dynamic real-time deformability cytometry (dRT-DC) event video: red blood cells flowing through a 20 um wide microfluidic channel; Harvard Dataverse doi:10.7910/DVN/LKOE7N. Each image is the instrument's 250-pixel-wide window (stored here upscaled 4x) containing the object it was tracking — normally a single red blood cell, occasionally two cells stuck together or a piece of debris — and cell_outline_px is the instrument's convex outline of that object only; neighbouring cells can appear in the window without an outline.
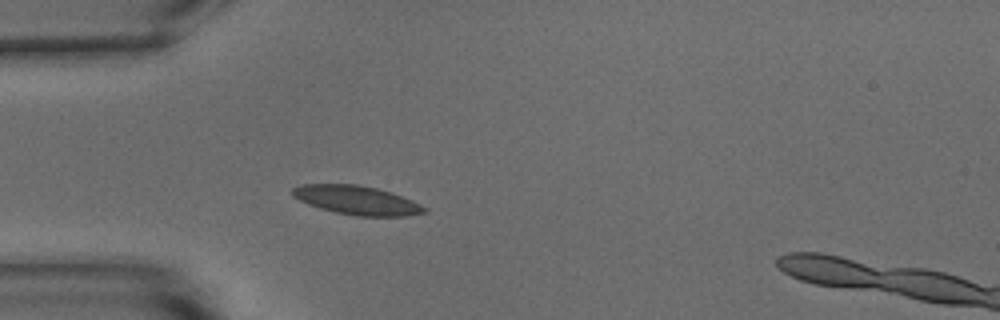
{"species": "common noctule bat (a hibernating species)", "species_latin": "Nyctalus noctula", "temperature_condition": "warm", "stored_images_in_passage": 40, "segment_of_instrument_passage": [1, 2], "camera_frame_rate_fps": 3000, "um_per_image_px": 0.085, "animal": {"sex": "male", "body_mass_g": 15.6}, "frame": {"image": 1, "passage_image": 1, "time_ms": 0.0, "image_size_px": [1000, 320], "cell_outline_px": [[428, 212], [404, 216], [356, 216], [336, 212], [320, 208], [308, 204], [292, 196], [288, 192], [292, 188], [300, 184], [356, 184], [376, 188], [392, 192], [412, 200], [428, 208]], "centroid_in_image_um": [30.31, 17.01], "position_along_channel_um": 54.7, "area_um2": 22.37}}
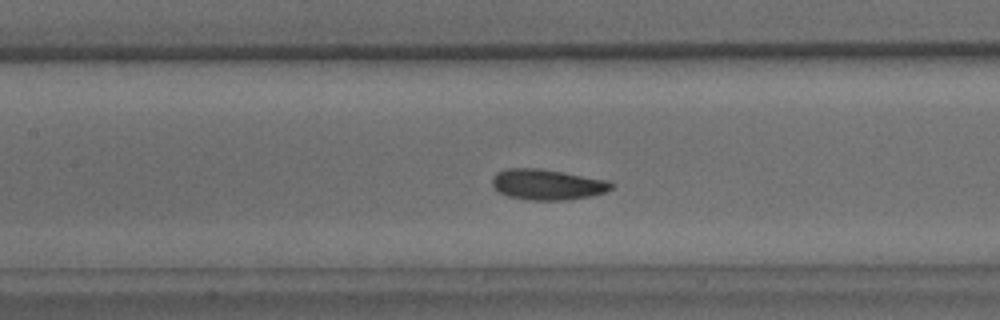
{"frame": {"image": 2, "passage_image": 10, "time_ms": 3.0, "image_size_px": [1000, 320], "cell_outline_px": [[616, 184], [612, 188], [604, 192], [592, 196], [568, 200], [528, 200], [508, 196], [500, 192], [492, 184], [492, 176], [496, 172], [504, 168], [540, 168], [564, 172], [608, 180]], "centroid_in_image_um": [46.53, 15.67], "position_along_channel_um": 160.9, "area_um2": 21.5}}
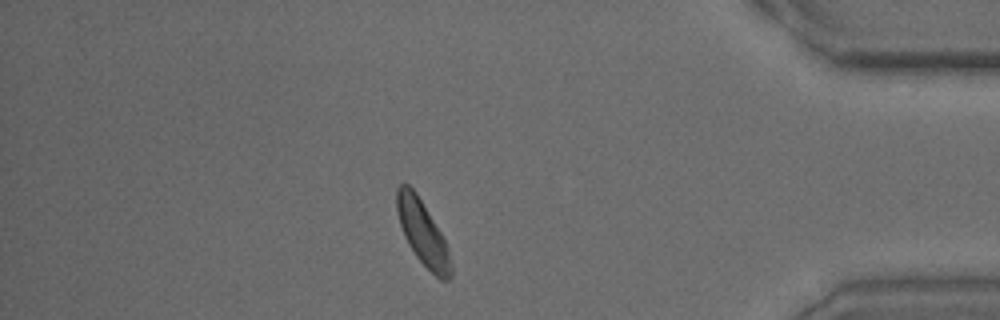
{"frame": {"image": 3, "passage_image": 32, "time_ms": 10.333, "image_size_px": [1000, 320], "cell_outline_px": [[452, 276], [448, 280], [440, 280], [416, 256], [408, 244], [404, 236], [396, 212], [396, 188], [404, 180], [416, 192], [440, 232], [448, 248], [452, 264]], "centroid_in_image_um": [35.91, 19.77], "position_along_channel_um": 399.3, "area_um2": 20.23}}